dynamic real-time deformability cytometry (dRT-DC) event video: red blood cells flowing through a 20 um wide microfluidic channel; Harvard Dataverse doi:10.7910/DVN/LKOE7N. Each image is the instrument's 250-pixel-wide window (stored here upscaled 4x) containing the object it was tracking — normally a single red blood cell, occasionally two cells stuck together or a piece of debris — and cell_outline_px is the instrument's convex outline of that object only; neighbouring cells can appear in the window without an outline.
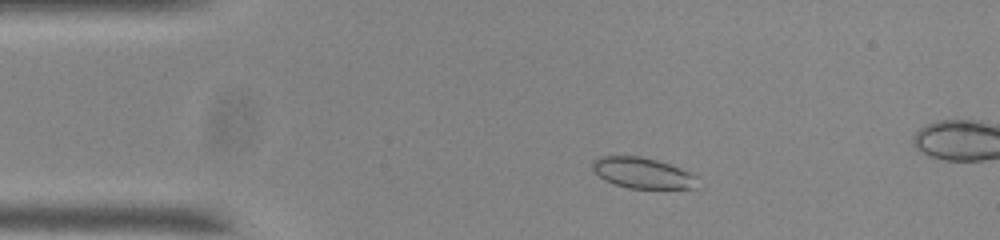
{"species": "common noctule bat (a hibernating species)", "species_latin": "Nyctalus noctula", "temperature_condition": "room temperature", "stored_images_in_passage": 48, "camera_frame_rate_fps": 3000, "um_per_image_px": 0.085, "animal": {"sex": "male", "body_mass_g": 20.0, "forearm_length_mm": 53.3}, "frame": {"image": 1, "passage_image": 3, "time_ms": 0.667, "image_size_px": [1000, 240], "cell_outline_px": [[696, 188], [628, 188], [604, 180], [592, 168], [592, 160], [600, 156], [640, 156], [656, 160], [680, 168], [696, 176]], "centroid_in_image_um": [54.58, 14.69], "position_along_channel_um": 30.4, "area_um2": 18.55}}
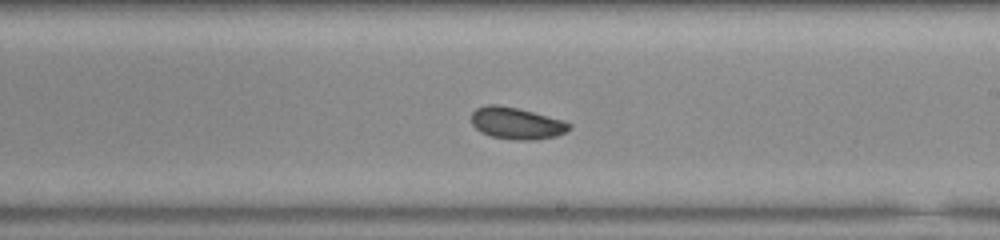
{"frame": {"image": 2, "passage_image": 24, "time_ms": 7.667, "image_size_px": [1000, 240], "cell_outline_px": [[572, 128], [556, 136], [532, 140], [512, 140], [492, 136], [480, 132], [472, 124], [472, 112], [476, 108], [488, 104], [496, 104], [516, 108], [564, 120], [572, 124]], "centroid_in_image_um": [43.91, 10.48], "position_along_channel_um": 245.1, "area_um2": 18.09}}
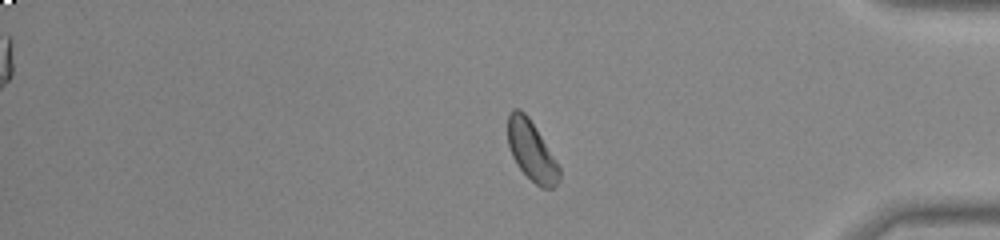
{"frame": {"image": 3, "passage_image": 38, "time_ms": 12.333, "image_size_px": [1000, 240], "cell_outline_px": [[560, 180], [552, 188], [540, 188], [516, 164], [512, 156], [508, 144], [508, 112], [512, 108], [520, 108], [528, 116], [556, 160], [560, 168]], "centroid_in_image_um": [45.17, 12.8], "position_along_channel_um": 390.0, "area_um2": 17.86}, "authors_computed_cell_mechanics": {"area_um2": 18.1492, "velocity_mm_per_s": 3.704, "shape_relaxation_time_tau1_ms": 2.9224, "shape_relaxation_time_tau2_ms": 2.5716, "deformation_change_tau1": 0.0574, "deformation_change_tau2": 0.0632}}